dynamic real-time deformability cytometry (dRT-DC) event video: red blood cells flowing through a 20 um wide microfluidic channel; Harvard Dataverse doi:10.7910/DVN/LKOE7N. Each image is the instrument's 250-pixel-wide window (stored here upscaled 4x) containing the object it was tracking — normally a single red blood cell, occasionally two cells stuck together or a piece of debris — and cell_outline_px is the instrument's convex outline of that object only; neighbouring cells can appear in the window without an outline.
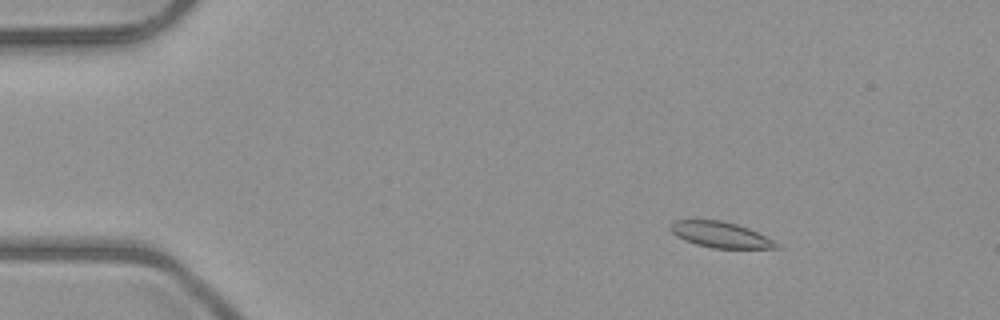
{"species": "common noctule bat (a hibernating species)", "species_latin": "Nyctalus noctula", "temperature_condition": "room temperature", "stored_images_in_passage": 5, "camera_frame_rate_fps": 3000, "um_per_image_px": 0.085, "animal": {"sex": "male", "body_mass_g": 23.1, "forearm_length_mm": 52.7}, "frame": {"image": 1, "passage_image": 2, "time_ms": 1.0, "image_size_px": [1000, 320], "cell_outline_px": [[784, 248], [712, 248], [696, 244], [684, 240], [676, 236], [668, 228], [668, 224], [672, 220], [720, 220], [736, 224], [748, 228], [780, 244]], "centroid_in_image_um": [61.19, 19.95], "position_along_channel_um": 23.8, "area_um2": 15.95}}
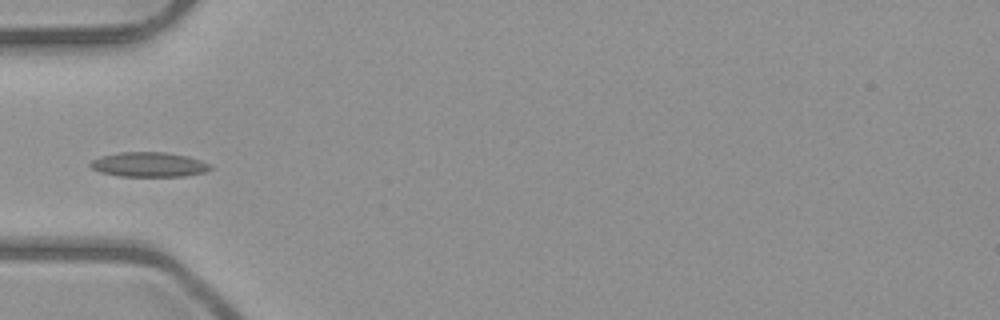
{"frame": {"image": 2, "passage_image": 5, "time_ms": 4.333, "image_size_px": [1000, 320], "cell_outline_px": [[212, 168], [204, 172], [184, 176], [120, 176], [100, 172], [92, 168], [88, 164], [92, 160], [100, 156], [120, 152], [164, 152], [188, 156], [212, 164]], "centroid_in_image_um": [12.66, 13.98], "position_along_channel_um": 72.3, "area_um2": 17.28}}